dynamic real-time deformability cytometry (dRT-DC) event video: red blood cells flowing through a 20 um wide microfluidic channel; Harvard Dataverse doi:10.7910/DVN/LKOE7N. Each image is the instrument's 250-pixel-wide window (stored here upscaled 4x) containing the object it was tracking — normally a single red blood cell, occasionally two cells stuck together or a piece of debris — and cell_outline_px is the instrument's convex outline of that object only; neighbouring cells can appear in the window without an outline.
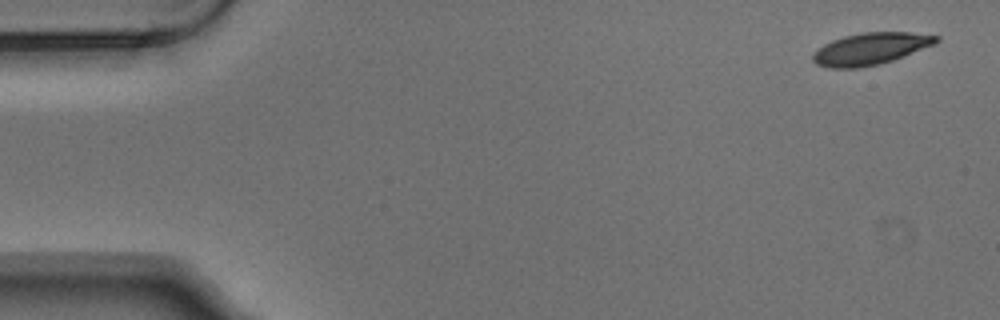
{"species": "Egyptian fruit bat (a non-hibernating species)", "species_latin": "Rousettus aegyptiacus", "temperature_condition": "warm", "stored_images_in_passage": 4, "camera_frame_rate_fps": 3000, "um_per_image_px": 0.085, "animal": {"sex": "male"}, "frame": {"image": 1, "passage_image": 1, "time_ms": 0.0, "image_size_px": [1000, 320], "cell_outline_px": [[940, 40], [936, 44], [892, 60], [880, 64], [856, 68], [828, 68], [816, 64], [812, 60], [812, 52], [824, 44], [832, 40], [844, 36], [860, 32], [912, 32], [940, 36]], "centroid_in_image_um": [73.99, 4.14], "position_along_channel_um": 11.0, "area_um2": 23.12}}
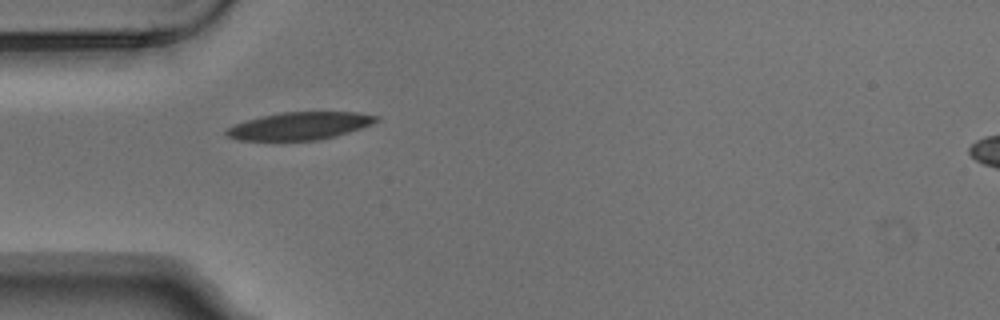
{"frame": {"image": 2, "passage_image": 4, "time_ms": 1.0, "image_size_px": [1000, 320], "cell_outline_px": [[380, 120], [372, 124], [336, 136], [320, 140], [236, 140], [228, 136], [224, 132], [228, 128], [236, 124], [248, 120], [280, 112], [356, 112], [380, 116]], "centroid_in_image_um": [25.52, 10.7], "position_along_channel_um": 59.5, "area_um2": 23.93}}